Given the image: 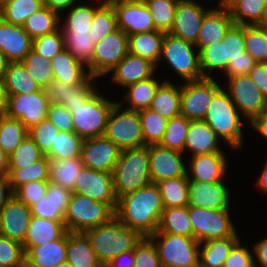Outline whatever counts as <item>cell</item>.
<instances>
[{"label": "cell", "mask_w": 267, "mask_h": 267, "mask_svg": "<svg viewBox=\"0 0 267 267\" xmlns=\"http://www.w3.org/2000/svg\"><path fill=\"white\" fill-rule=\"evenodd\" d=\"M239 240L231 249L222 267H252L254 266L253 253L247 247L241 246Z\"/></svg>", "instance_id": "003e7915"}, {"label": "cell", "mask_w": 267, "mask_h": 267, "mask_svg": "<svg viewBox=\"0 0 267 267\" xmlns=\"http://www.w3.org/2000/svg\"><path fill=\"white\" fill-rule=\"evenodd\" d=\"M116 15L110 3H103L93 16L89 35L93 42L97 44L102 38L117 30Z\"/></svg>", "instance_id": "816d5d0a"}, {"label": "cell", "mask_w": 267, "mask_h": 267, "mask_svg": "<svg viewBox=\"0 0 267 267\" xmlns=\"http://www.w3.org/2000/svg\"><path fill=\"white\" fill-rule=\"evenodd\" d=\"M50 102L41 89L31 94L8 95L6 116L20 120L29 130L34 125L47 119Z\"/></svg>", "instance_id": "5bb4252c"}, {"label": "cell", "mask_w": 267, "mask_h": 267, "mask_svg": "<svg viewBox=\"0 0 267 267\" xmlns=\"http://www.w3.org/2000/svg\"><path fill=\"white\" fill-rule=\"evenodd\" d=\"M134 261V250H131L116 256L105 267H134Z\"/></svg>", "instance_id": "34e18365"}, {"label": "cell", "mask_w": 267, "mask_h": 267, "mask_svg": "<svg viewBox=\"0 0 267 267\" xmlns=\"http://www.w3.org/2000/svg\"><path fill=\"white\" fill-rule=\"evenodd\" d=\"M156 185L162 196L164 208H179L189 205V179L187 175L161 180Z\"/></svg>", "instance_id": "8d00e7d4"}, {"label": "cell", "mask_w": 267, "mask_h": 267, "mask_svg": "<svg viewBox=\"0 0 267 267\" xmlns=\"http://www.w3.org/2000/svg\"><path fill=\"white\" fill-rule=\"evenodd\" d=\"M84 65L64 49L51 59L50 66L55 80L66 85H83L91 77Z\"/></svg>", "instance_id": "83f0119b"}, {"label": "cell", "mask_w": 267, "mask_h": 267, "mask_svg": "<svg viewBox=\"0 0 267 267\" xmlns=\"http://www.w3.org/2000/svg\"><path fill=\"white\" fill-rule=\"evenodd\" d=\"M209 10L194 0H180L169 33L195 43L201 28L203 17Z\"/></svg>", "instance_id": "ffe728a7"}, {"label": "cell", "mask_w": 267, "mask_h": 267, "mask_svg": "<svg viewBox=\"0 0 267 267\" xmlns=\"http://www.w3.org/2000/svg\"><path fill=\"white\" fill-rule=\"evenodd\" d=\"M72 192L89 197L96 202L106 203L114 211L116 209L117 197L114 191L112 173L84 167L76 178Z\"/></svg>", "instance_id": "9a60e30c"}, {"label": "cell", "mask_w": 267, "mask_h": 267, "mask_svg": "<svg viewBox=\"0 0 267 267\" xmlns=\"http://www.w3.org/2000/svg\"><path fill=\"white\" fill-rule=\"evenodd\" d=\"M193 238L200 243L209 240L225 239L237 232L230 218L229 209L213 210L188 205Z\"/></svg>", "instance_id": "30bf717a"}, {"label": "cell", "mask_w": 267, "mask_h": 267, "mask_svg": "<svg viewBox=\"0 0 267 267\" xmlns=\"http://www.w3.org/2000/svg\"><path fill=\"white\" fill-rule=\"evenodd\" d=\"M256 185L258 186V188L260 190H262V192L264 191L267 192V161L264 165L263 171L261 173V176L259 177Z\"/></svg>", "instance_id": "09005b40"}, {"label": "cell", "mask_w": 267, "mask_h": 267, "mask_svg": "<svg viewBox=\"0 0 267 267\" xmlns=\"http://www.w3.org/2000/svg\"><path fill=\"white\" fill-rule=\"evenodd\" d=\"M151 12L156 30L169 33L177 10L178 0H143Z\"/></svg>", "instance_id": "f907efd6"}, {"label": "cell", "mask_w": 267, "mask_h": 267, "mask_svg": "<svg viewBox=\"0 0 267 267\" xmlns=\"http://www.w3.org/2000/svg\"><path fill=\"white\" fill-rule=\"evenodd\" d=\"M21 63L25 66L29 75L37 84L44 89L46 85L54 79L51 68V60L39 55L33 49L25 57Z\"/></svg>", "instance_id": "11a10c76"}, {"label": "cell", "mask_w": 267, "mask_h": 267, "mask_svg": "<svg viewBox=\"0 0 267 267\" xmlns=\"http://www.w3.org/2000/svg\"><path fill=\"white\" fill-rule=\"evenodd\" d=\"M28 135V129L17 119L7 116L0 118V148L6 155H10Z\"/></svg>", "instance_id": "f6af8a7d"}, {"label": "cell", "mask_w": 267, "mask_h": 267, "mask_svg": "<svg viewBox=\"0 0 267 267\" xmlns=\"http://www.w3.org/2000/svg\"><path fill=\"white\" fill-rule=\"evenodd\" d=\"M267 0H235L228 10L234 24L262 25Z\"/></svg>", "instance_id": "d590c367"}, {"label": "cell", "mask_w": 267, "mask_h": 267, "mask_svg": "<svg viewBox=\"0 0 267 267\" xmlns=\"http://www.w3.org/2000/svg\"><path fill=\"white\" fill-rule=\"evenodd\" d=\"M115 103L96 92L85 104L66 107L72 113L74 132L83 140L103 136Z\"/></svg>", "instance_id": "ba28073f"}, {"label": "cell", "mask_w": 267, "mask_h": 267, "mask_svg": "<svg viewBox=\"0 0 267 267\" xmlns=\"http://www.w3.org/2000/svg\"><path fill=\"white\" fill-rule=\"evenodd\" d=\"M43 6V0H6L0 5V17L9 24L22 26Z\"/></svg>", "instance_id": "b9f144b4"}, {"label": "cell", "mask_w": 267, "mask_h": 267, "mask_svg": "<svg viewBox=\"0 0 267 267\" xmlns=\"http://www.w3.org/2000/svg\"><path fill=\"white\" fill-rule=\"evenodd\" d=\"M219 139L204 120L191 121L184 151L191 152V156L223 152L218 144Z\"/></svg>", "instance_id": "f546056e"}, {"label": "cell", "mask_w": 267, "mask_h": 267, "mask_svg": "<svg viewBox=\"0 0 267 267\" xmlns=\"http://www.w3.org/2000/svg\"><path fill=\"white\" fill-rule=\"evenodd\" d=\"M0 173H8V155L0 148Z\"/></svg>", "instance_id": "979ff035"}, {"label": "cell", "mask_w": 267, "mask_h": 267, "mask_svg": "<svg viewBox=\"0 0 267 267\" xmlns=\"http://www.w3.org/2000/svg\"><path fill=\"white\" fill-rule=\"evenodd\" d=\"M179 151L160 146L149 145V168L152 183L187 175L188 170Z\"/></svg>", "instance_id": "ac0fdd59"}, {"label": "cell", "mask_w": 267, "mask_h": 267, "mask_svg": "<svg viewBox=\"0 0 267 267\" xmlns=\"http://www.w3.org/2000/svg\"><path fill=\"white\" fill-rule=\"evenodd\" d=\"M248 75L267 99V64L257 62Z\"/></svg>", "instance_id": "2644e50d"}, {"label": "cell", "mask_w": 267, "mask_h": 267, "mask_svg": "<svg viewBox=\"0 0 267 267\" xmlns=\"http://www.w3.org/2000/svg\"><path fill=\"white\" fill-rule=\"evenodd\" d=\"M111 1H113V0H103L104 3H109Z\"/></svg>", "instance_id": "5803f987"}, {"label": "cell", "mask_w": 267, "mask_h": 267, "mask_svg": "<svg viewBox=\"0 0 267 267\" xmlns=\"http://www.w3.org/2000/svg\"><path fill=\"white\" fill-rule=\"evenodd\" d=\"M144 145L159 144L163 138L168 120L150 108L138 111Z\"/></svg>", "instance_id": "db71d44e"}, {"label": "cell", "mask_w": 267, "mask_h": 267, "mask_svg": "<svg viewBox=\"0 0 267 267\" xmlns=\"http://www.w3.org/2000/svg\"><path fill=\"white\" fill-rule=\"evenodd\" d=\"M65 49L85 66L92 60L95 43L89 33L62 30Z\"/></svg>", "instance_id": "7dc6e473"}, {"label": "cell", "mask_w": 267, "mask_h": 267, "mask_svg": "<svg viewBox=\"0 0 267 267\" xmlns=\"http://www.w3.org/2000/svg\"><path fill=\"white\" fill-rule=\"evenodd\" d=\"M47 119L51 121L59 131L74 132L72 113L59 104H50Z\"/></svg>", "instance_id": "e7e4bbea"}, {"label": "cell", "mask_w": 267, "mask_h": 267, "mask_svg": "<svg viewBox=\"0 0 267 267\" xmlns=\"http://www.w3.org/2000/svg\"><path fill=\"white\" fill-rule=\"evenodd\" d=\"M78 0H43V4L45 7H48L50 10L56 11H63L65 9L68 10L75 2Z\"/></svg>", "instance_id": "11e5206c"}, {"label": "cell", "mask_w": 267, "mask_h": 267, "mask_svg": "<svg viewBox=\"0 0 267 267\" xmlns=\"http://www.w3.org/2000/svg\"><path fill=\"white\" fill-rule=\"evenodd\" d=\"M156 66L142 57L128 53L111 71L115 85L124 88L154 75Z\"/></svg>", "instance_id": "484cf974"}, {"label": "cell", "mask_w": 267, "mask_h": 267, "mask_svg": "<svg viewBox=\"0 0 267 267\" xmlns=\"http://www.w3.org/2000/svg\"><path fill=\"white\" fill-rule=\"evenodd\" d=\"M48 181H32L17 188L14 196L29 208L46 195Z\"/></svg>", "instance_id": "6125c7cd"}, {"label": "cell", "mask_w": 267, "mask_h": 267, "mask_svg": "<svg viewBox=\"0 0 267 267\" xmlns=\"http://www.w3.org/2000/svg\"><path fill=\"white\" fill-rule=\"evenodd\" d=\"M13 195L14 194L9 182L8 173H0V210L12 198Z\"/></svg>", "instance_id": "753ad0ef"}, {"label": "cell", "mask_w": 267, "mask_h": 267, "mask_svg": "<svg viewBox=\"0 0 267 267\" xmlns=\"http://www.w3.org/2000/svg\"><path fill=\"white\" fill-rule=\"evenodd\" d=\"M230 199L229 189L223 181H189V205L223 210L230 208Z\"/></svg>", "instance_id": "44dd1931"}, {"label": "cell", "mask_w": 267, "mask_h": 267, "mask_svg": "<svg viewBox=\"0 0 267 267\" xmlns=\"http://www.w3.org/2000/svg\"><path fill=\"white\" fill-rule=\"evenodd\" d=\"M57 267H71L67 261L60 263Z\"/></svg>", "instance_id": "603ad722"}, {"label": "cell", "mask_w": 267, "mask_h": 267, "mask_svg": "<svg viewBox=\"0 0 267 267\" xmlns=\"http://www.w3.org/2000/svg\"><path fill=\"white\" fill-rule=\"evenodd\" d=\"M233 19L228 8H211L203 17L201 28L194 43L200 51L203 47L209 46L218 40H223L227 31L233 25Z\"/></svg>", "instance_id": "603a6c76"}, {"label": "cell", "mask_w": 267, "mask_h": 267, "mask_svg": "<svg viewBox=\"0 0 267 267\" xmlns=\"http://www.w3.org/2000/svg\"><path fill=\"white\" fill-rule=\"evenodd\" d=\"M67 233L55 241L37 247H27L25 267H57L66 261Z\"/></svg>", "instance_id": "4316f807"}, {"label": "cell", "mask_w": 267, "mask_h": 267, "mask_svg": "<svg viewBox=\"0 0 267 267\" xmlns=\"http://www.w3.org/2000/svg\"><path fill=\"white\" fill-rule=\"evenodd\" d=\"M32 49V39L20 25L9 24L0 17V50L9 62H21Z\"/></svg>", "instance_id": "cb8c5ba5"}, {"label": "cell", "mask_w": 267, "mask_h": 267, "mask_svg": "<svg viewBox=\"0 0 267 267\" xmlns=\"http://www.w3.org/2000/svg\"><path fill=\"white\" fill-rule=\"evenodd\" d=\"M32 49L39 55L51 60L55 55L65 49L64 36L61 28L53 33L33 39Z\"/></svg>", "instance_id": "6f0895ef"}, {"label": "cell", "mask_w": 267, "mask_h": 267, "mask_svg": "<svg viewBox=\"0 0 267 267\" xmlns=\"http://www.w3.org/2000/svg\"><path fill=\"white\" fill-rule=\"evenodd\" d=\"M227 159L224 152L195 155L191 157L189 181L220 182L227 171ZM191 176V177H190Z\"/></svg>", "instance_id": "d4e9b609"}, {"label": "cell", "mask_w": 267, "mask_h": 267, "mask_svg": "<svg viewBox=\"0 0 267 267\" xmlns=\"http://www.w3.org/2000/svg\"><path fill=\"white\" fill-rule=\"evenodd\" d=\"M184 83L181 85V115L191 121L204 120L212 98L221 86L213 77Z\"/></svg>", "instance_id": "7c38bea8"}, {"label": "cell", "mask_w": 267, "mask_h": 267, "mask_svg": "<svg viewBox=\"0 0 267 267\" xmlns=\"http://www.w3.org/2000/svg\"><path fill=\"white\" fill-rule=\"evenodd\" d=\"M194 48L196 50L194 43L171 33H165L159 62L165 60L185 82L203 79L199 51H194Z\"/></svg>", "instance_id": "52a82bcc"}, {"label": "cell", "mask_w": 267, "mask_h": 267, "mask_svg": "<svg viewBox=\"0 0 267 267\" xmlns=\"http://www.w3.org/2000/svg\"><path fill=\"white\" fill-rule=\"evenodd\" d=\"M84 167L81 157L49 160V181L72 191Z\"/></svg>", "instance_id": "74e56055"}, {"label": "cell", "mask_w": 267, "mask_h": 267, "mask_svg": "<svg viewBox=\"0 0 267 267\" xmlns=\"http://www.w3.org/2000/svg\"><path fill=\"white\" fill-rule=\"evenodd\" d=\"M200 69L203 78H212L207 70H222L226 71L229 60L226 58L225 37L223 40H218L213 44L203 47L199 51ZM208 73V74H207Z\"/></svg>", "instance_id": "ee69618b"}, {"label": "cell", "mask_w": 267, "mask_h": 267, "mask_svg": "<svg viewBox=\"0 0 267 267\" xmlns=\"http://www.w3.org/2000/svg\"><path fill=\"white\" fill-rule=\"evenodd\" d=\"M67 232L64 221H53L31 216L27 233L22 243L23 249L37 247L61 239Z\"/></svg>", "instance_id": "f1b7e54d"}, {"label": "cell", "mask_w": 267, "mask_h": 267, "mask_svg": "<svg viewBox=\"0 0 267 267\" xmlns=\"http://www.w3.org/2000/svg\"><path fill=\"white\" fill-rule=\"evenodd\" d=\"M61 22L60 13L43 6L40 10L29 16L22 27L33 40L58 30Z\"/></svg>", "instance_id": "f35d334b"}, {"label": "cell", "mask_w": 267, "mask_h": 267, "mask_svg": "<svg viewBox=\"0 0 267 267\" xmlns=\"http://www.w3.org/2000/svg\"><path fill=\"white\" fill-rule=\"evenodd\" d=\"M83 139L75 132L59 131L50 151L45 155L49 160L80 157Z\"/></svg>", "instance_id": "bcb514c9"}, {"label": "cell", "mask_w": 267, "mask_h": 267, "mask_svg": "<svg viewBox=\"0 0 267 267\" xmlns=\"http://www.w3.org/2000/svg\"><path fill=\"white\" fill-rule=\"evenodd\" d=\"M3 79L8 95L31 94L42 89L21 62H10Z\"/></svg>", "instance_id": "e575fe53"}, {"label": "cell", "mask_w": 267, "mask_h": 267, "mask_svg": "<svg viewBox=\"0 0 267 267\" xmlns=\"http://www.w3.org/2000/svg\"><path fill=\"white\" fill-rule=\"evenodd\" d=\"M122 109L120 102L113 105L103 136L111 140L121 150L144 146L138 111Z\"/></svg>", "instance_id": "9c48e42d"}, {"label": "cell", "mask_w": 267, "mask_h": 267, "mask_svg": "<svg viewBox=\"0 0 267 267\" xmlns=\"http://www.w3.org/2000/svg\"><path fill=\"white\" fill-rule=\"evenodd\" d=\"M101 2L95 8L90 4L80 5V3H77V5H72L69 8L70 11L67 14L66 21L60 26L61 30L89 33L95 11L104 3L102 0Z\"/></svg>", "instance_id": "f5cc1de1"}, {"label": "cell", "mask_w": 267, "mask_h": 267, "mask_svg": "<svg viewBox=\"0 0 267 267\" xmlns=\"http://www.w3.org/2000/svg\"><path fill=\"white\" fill-rule=\"evenodd\" d=\"M77 85H66L55 79L51 80L43 89L50 104L66 105V101L71 97V90Z\"/></svg>", "instance_id": "03108f58"}, {"label": "cell", "mask_w": 267, "mask_h": 267, "mask_svg": "<svg viewBox=\"0 0 267 267\" xmlns=\"http://www.w3.org/2000/svg\"><path fill=\"white\" fill-rule=\"evenodd\" d=\"M121 149L104 136L84 139L81 161L86 168L113 173Z\"/></svg>", "instance_id": "e0dca14e"}, {"label": "cell", "mask_w": 267, "mask_h": 267, "mask_svg": "<svg viewBox=\"0 0 267 267\" xmlns=\"http://www.w3.org/2000/svg\"><path fill=\"white\" fill-rule=\"evenodd\" d=\"M128 53V35L118 28L95 44L92 60L86 65L90 76L97 79L110 73Z\"/></svg>", "instance_id": "8fae6325"}, {"label": "cell", "mask_w": 267, "mask_h": 267, "mask_svg": "<svg viewBox=\"0 0 267 267\" xmlns=\"http://www.w3.org/2000/svg\"><path fill=\"white\" fill-rule=\"evenodd\" d=\"M250 126L254 127L265 139H267V109L257 116Z\"/></svg>", "instance_id": "2a66077c"}, {"label": "cell", "mask_w": 267, "mask_h": 267, "mask_svg": "<svg viewBox=\"0 0 267 267\" xmlns=\"http://www.w3.org/2000/svg\"><path fill=\"white\" fill-rule=\"evenodd\" d=\"M204 121L231 149L242 148L243 131L239 111L224 88L212 98Z\"/></svg>", "instance_id": "277c9868"}, {"label": "cell", "mask_w": 267, "mask_h": 267, "mask_svg": "<svg viewBox=\"0 0 267 267\" xmlns=\"http://www.w3.org/2000/svg\"><path fill=\"white\" fill-rule=\"evenodd\" d=\"M8 110V94L3 77H0V115L6 116Z\"/></svg>", "instance_id": "b9fcfbb0"}, {"label": "cell", "mask_w": 267, "mask_h": 267, "mask_svg": "<svg viewBox=\"0 0 267 267\" xmlns=\"http://www.w3.org/2000/svg\"><path fill=\"white\" fill-rule=\"evenodd\" d=\"M117 199L149 185V145L121 150L113 173Z\"/></svg>", "instance_id": "3957f363"}, {"label": "cell", "mask_w": 267, "mask_h": 267, "mask_svg": "<svg viewBox=\"0 0 267 267\" xmlns=\"http://www.w3.org/2000/svg\"><path fill=\"white\" fill-rule=\"evenodd\" d=\"M262 26L267 28V7H266V12H265V16L262 22Z\"/></svg>", "instance_id": "b62a3aed"}, {"label": "cell", "mask_w": 267, "mask_h": 267, "mask_svg": "<svg viewBox=\"0 0 267 267\" xmlns=\"http://www.w3.org/2000/svg\"><path fill=\"white\" fill-rule=\"evenodd\" d=\"M235 0H220L217 6L228 8Z\"/></svg>", "instance_id": "67dfc351"}, {"label": "cell", "mask_w": 267, "mask_h": 267, "mask_svg": "<svg viewBox=\"0 0 267 267\" xmlns=\"http://www.w3.org/2000/svg\"><path fill=\"white\" fill-rule=\"evenodd\" d=\"M245 51L256 62L267 64V28L262 25H244Z\"/></svg>", "instance_id": "c3c4849f"}, {"label": "cell", "mask_w": 267, "mask_h": 267, "mask_svg": "<svg viewBox=\"0 0 267 267\" xmlns=\"http://www.w3.org/2000/svg\"><path fill=\"white\" fill-rule=\"evenodd\" d=\"M31 216L30 208L13 195L0 210V234L22 244Z\"/></svg>", "instance_id": "d6986e66"}, {"label": "cell", "mask_w": 267, "mask_h": 267, "mask_svg": "<svg viewBox=\"0 0 267 267\" xmlns=\"http://www.w3.org/2000/svg\"><path fill=\"white\" fill-rule=\"evenodd\" d=\"M229 81L226 91L236 106L239 113L245 119L252 122L267 107V99L261 93L259 88L255 86L248 74L227 77Z\"/></svg>", "instance_id": "4fadbf2b"}, {"label": "cell", "mask_w": 267, "mask_h": 267, "mask_svg": "<svg viewBox=\"0 0 267 267\" xmlns=\"http://www.w3.org/2000/svg\"><path fill=\"white\" fill-rule=\"evenodd\" d=\"M113 217L115 211L108 204L72 192L64 224L68 232L84 233L109 222Z\"/></svg>", "instance_id": "5b68a950"}, {"label": "cell", "mask_w": 267, "mask_h": 267, "mask_svg": "<svg viewBox=\"0 0 267 267\" xmlns=\"http://www.w3.org/2000/svg\"><path fill=\"white\" fill-rule=\"evenodd\" d=\"M256 63L255 59L249 53L244 51L243 56H239L229 62L224 73L227 77L249 74L250 70Z\"/></svg>", "instance_id": "89a4df30"}, {"label": "cell", "mask_w": 267, "mask_h": 267, "mask_svg": "<svg viewBox=\"0 0 267 267\" xmlns=\"http://www.w3.org/2000/svg\"><path fill=\"white\" fill-rule=\"evenodd\" d=\"M156 232L173 233L179 236L193 237L188 206L164 208Z\"/></svg>", "instance_id": "ab89813d"}, {"label": "cell", "mask_w": 267, "mask_h": 267, "mask_svg": "<svg viewBox=\"0 0 267 267\" xmlns=\"http://www.w3.org/2000/svg\"><path fill=\"white\" fill-rule=\"evenodd\" d=\"M240 240L236 233L225 239L209 240L200 243L199 267H222L233 246Z\"/></svg>", "instance_id": "836d02e7"}, {"label": "cell", "mask_w": 267, "mask_h": 267, "mask_svg": "<svg viewBox=\"0 0 267 267\" xmlns=\"http://www.w3.org/2000/svg\"><path fill=\"white\" fill-rule=\"evenodd\" d=\"M72 191L48 181L46 195L30 207L32 216L64 221Z\"/></svg>", "instance_id": "7402d4cb"}, {"label": "cell", "mask_w": 267, "mask_h": 267, "mask_svg": "<svg viewBox=\"0 0 267 267\" xmlns=\"http://www.w3.org/2000/svg\"><path fill=\"white\" fill-rule=\"evenodd\" d=\"M96 78L90 77L83 85H77L71 90V97L66 101L65 107H77L85 104L97 91Z\"/></svg>", "instance_id": "a7ac6f4b"}, {"label": "cell", "mask_w": 267, "mask_h": 267, "mask_svg": "<svg viewBox=\"0 0 267 267\" xmlns=\"http://www.w3.org/2000/svg\"><path fill=\"white\" fill-rule=\"evenodd\" d=\"M117 27L128 36L155 30L153 18L143 0H113Z\"/></svg>", "instance_id": "2e32d148"}, {"label": "cell", "mask_w": 267, "mask_h": 267, "mask_svg": "<svg viewBox=\"0 0 267 267\" xmlns=\"http://www.w3.org/2000/svg\"><path fill=\"white\" fill-rule=\"evenodd\" d=\"M150 109L167 120L181 115V86L177 87L169 80L162 81Z\"/></svg>", "instance_id": "d6a6232c"}, {"label": "cell", "mask_w": 267, "mask_h": 267, "mask_svg": "<svg viewBox=\"0 0 267 267\" xmlns=\"http://www.w3.org/2000/svg\"><path fill=\"white\" fill-rule=\"evenodd\" d=\"M190 122L182 115L169 119L159 145L184 153Z\"/></svg>", "instance_id": "681fc988"}, {"label": "cell", "mask_w": 267, "mask_h": 267, "mask_svg": "<svg viewBox=\"0 0 267 267\" xmlns=\"http://www.w3.org/2000/svg\"><path fill=\"white\" fill-rule=\"evenodd\" d=\"M0 267H25L21 243L0 234Z\"/></svg>", "instance_id": "680465c9"}, {"label": "cell", "mask_w": 267, "mask_h": 267, "mask_svg": "<svg viewBox=\"0 0 267 267\" xmlns=\"http://www.w3.org/2000/svg\"><path fill=\"white\" fill-rule=\"evenodd\" d=\"M164 38L165 33L156 29L129 35V53L149 60L157 67L159 65Z\"/></svg>", "instance_id": "4dcf8cb0"}, {"label": "cell", "mask_w": 267, "mask_h": 267, "mask_svg": "<svg viewBox=\"0 0 267 267\" xmlns=\"http://www.w3.org/2000/svg\"><path fill=\"white\" fill-rule=\"evenodd\" d=\"M84 234L103 267L121 253L134 250L143 238L139 232L126 227L116 217Z\"/></svg>", "instance_id": "7a4b0ae2"}, {"label": "cell", "mask_w": 267, "mask_h": 267, "mask_svg": "<svg viewBox=\"0 0 267 267\" xmlns=\"http://www.w3.org/2000/svg\"><path fill=\"white\" fill-rule=\"evenodd\" d=\"M134 267H162L155 244L143 237L134 248Z\"/></svg>", "instance_id": "94428289"}, {"label": "cell", "mask_w": 267, "mask_h": 267, "mask_svg": "<svg viewBox=\"0 0 267 267\" xmlns=\"http://www.w3.org/2000/svg\"><path fill=\"white\" fill-rule=\"evenodd\" d=\"M252 252L253 255H255V257H253L254 265L258 267H267V237L256 242L253 246Z\"/></svg>", "instance_id": "8c879c8a"}, {"label": "cell", "mask_w": 267, "mask_h": 267, "mask_svg": "<svg viewBox=\"0 0 267 267\" xmlns=\"http://www.w3.org/2000/svg\"><path fill=\"white\" fill-rule=\"evenodd\" d=\"M44 156L45 154L27 135L15 151L8 156V168H25Z\"/></svg>", "instance_id": "9f6ffc18"}, {"label": "cell", "mask_w": 267, "mask_h": 267, "mask_svg": "<svg viewBox=\"0 0 267 267\" xmlns=\"http://www.w3.org/2000/svg\"><path fill=\"white\" fill-rule=\"evenodd\" d=\"M161 84L152 76L127 86L128 91L124 100L130 106L126 109L140 111L150 108L155 93Z\"/></svg>", "instance_id": "60d3db41"}, {"label": "cell", "mask_w": 267, "mask_h": 267, "mask_svg": "<svg viewBox=\"0 0 267 267\" xmlns=\"http://www.w3.org/2000/svg\"><path fill=\"white\" fill-rule=\"evenodd\" d=\"M66 261L71 267H103L84 233L67 232Z\"/></svg>", "instance_id": "1f68e13d"}, {"label": "cell", "mask_w": 267, "mask_h": 267, "mask_svg": "<svg viewBox=\"0 0 267 267\" xmlns=\"http://www.w3.org/2000/svg\"><path fill=\"white\" fill-rule=\"evenodd\" d=\"M58 133L57 127L48 119L41 121L28 130V136L45 155L50 151Z\"/></svg>", "instance_id": "91938a15"}, {"label": "cell", "mask_w": 267, "mask_h": 267, "mask_svg": "<svg viewBox=\"0 0 267 267\" xmlns=\"http://www.w3.org/2000/svg\"><path fill=\"white\" fill-rule=\"evenodd\" d=\"M226 58L229 62L239 56H243L245 51L244 44V25L233 24L225 35Z\"/></svg>", "instance_id": "be15d7a7"}, {"label": "cell", "mask_w": 267, "mask_h": 267, "mask_svg": "<svg viewBox=\"0 0 267 267\" xmlns=\"http://www.w3.org/2000/svg\"><path fill=\"white\" fill-rule=\"evenodd\" d=\"M9 63L10 62L7 60L4 53L0 50V77H4L5 71Z\"/></svg>", "instance_id": "deb4b68c"}, {"label": "cell", "mask_w": 267, "mask_h": 267, "mask_svg": "<svg viewBox=\"0 0 267 267\" xmlns=\"http://www.w3.org/2000/svg\"><path fill=\"white\" fill-rule=\"evenodd\" d=\"M8 177L13 192L32 181H49V159L44 156L25 168H8Z\"/></svg>", "instance_id": "7bdbcfd3"}, {"label": "cell", "mask_w": 267, "mask_h": 267, "mask_svg": "<svg viewBox=\"0 0 267 267\" xmlns=\"http://www.w3.org/2000/svg\"><path fill=\"white\" fill-rule=\"evenodd\" d=\"M149 238L157 248L162 267H199L200 242L195 238L163 232Z\"/></svg>", "instance_id": "8992f818"}, {"label": "cell", "mask_w": 267, "mask_h": 267, "mask_svg": "<svg viewBox=\"0 0 267 267\" xmlns=\"http://www.w3.org/2000/svg\"><path fill=\"white\" fill-rule=\"evenodd\" d=\"M164 205L155 183L117 199L115 217L126 227L149 237L158 229Z\"/></svg>", "instance_id": "6da1fadb"}]
</instances>
